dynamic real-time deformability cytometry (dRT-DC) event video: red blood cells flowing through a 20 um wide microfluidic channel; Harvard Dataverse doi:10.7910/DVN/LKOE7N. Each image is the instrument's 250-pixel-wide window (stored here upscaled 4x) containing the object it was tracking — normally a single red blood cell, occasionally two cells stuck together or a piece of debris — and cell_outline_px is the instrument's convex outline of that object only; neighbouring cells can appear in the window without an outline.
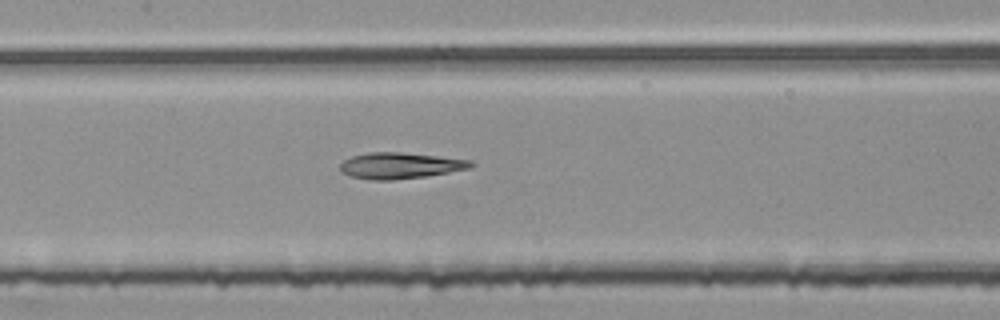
{"species": "common noctule bat (a hibernating species)", "species_latin": "Nyctalus noctula", "temperature_condition": "room temperature", "stored_images_in_passage": 55, "segment_of_instrument_passage": [2, 3], "camera_frame_rate_fps": 3000, "um_per_image_px": 0.085, "animal": {"sex": "female", "body_mass_g": 25.1}, "frame": {"image": 1, "passage_image": 26, "time_ms": 8.333, "image_size_px": [1000, 320], "cell_outline_px": [[472, 168], [424, 176], [392, 180], [372, 180], [348, 176], [340, 172], [340, 164], [344, 160], [352, 156], [368, 152], [400, 152], [472, 160]], "centroid_in_image_um": [33.96, 14.08], "position_along_channel_um": 173.4, "area_um2": 19.83}}
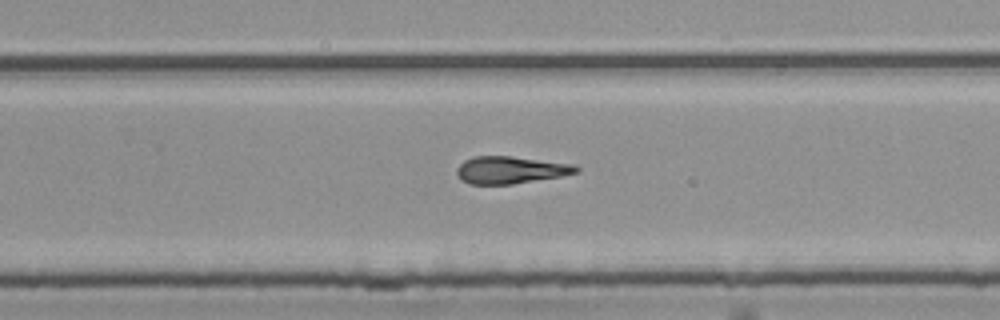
{"frame": {"image": 2, "passage_image": 35, "time_ms": 11.333, "image_size_px": [1000, 320], "cell_outline_px": [[580, 172], [560, 176], [512, 184], [468, 184], [460, 180], [456, 172], [456, 168], [464, 160], [476, 156], [512, 156], [576, 164], [580, 168]], "centroid_in_image_um": [43.4, 14.44], "position_along_channel_um": 286.4, "area_um2": 19.13}}
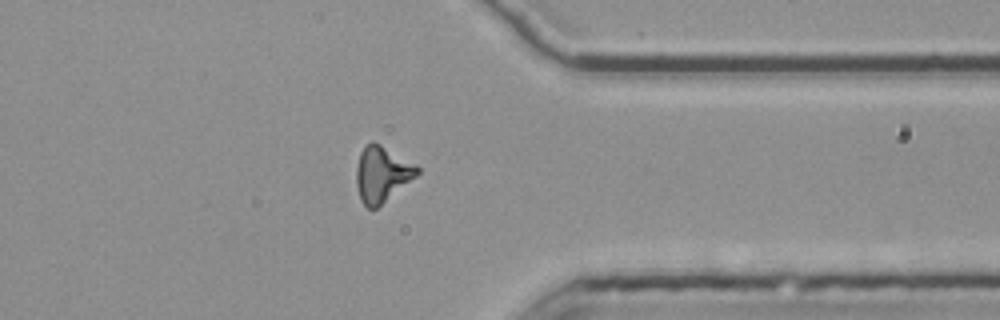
{"frame": {"image": 3, "passage_image": 43, "time_ms": 14.0, "image_size_px": [1000, 320], "cell_outline_px": [[420, 172], [416, 176], [376, 208], [368, 208], [360, 200], [356, 184], [356, 168], [360, 152], [364, 144], [372, 140], [380, 144], [416, 164], [420, 168]], "centroid_in_image_um": [32.44, 14.76], "position_along_channel_um": 379.0, "area_um2": 19.71}}